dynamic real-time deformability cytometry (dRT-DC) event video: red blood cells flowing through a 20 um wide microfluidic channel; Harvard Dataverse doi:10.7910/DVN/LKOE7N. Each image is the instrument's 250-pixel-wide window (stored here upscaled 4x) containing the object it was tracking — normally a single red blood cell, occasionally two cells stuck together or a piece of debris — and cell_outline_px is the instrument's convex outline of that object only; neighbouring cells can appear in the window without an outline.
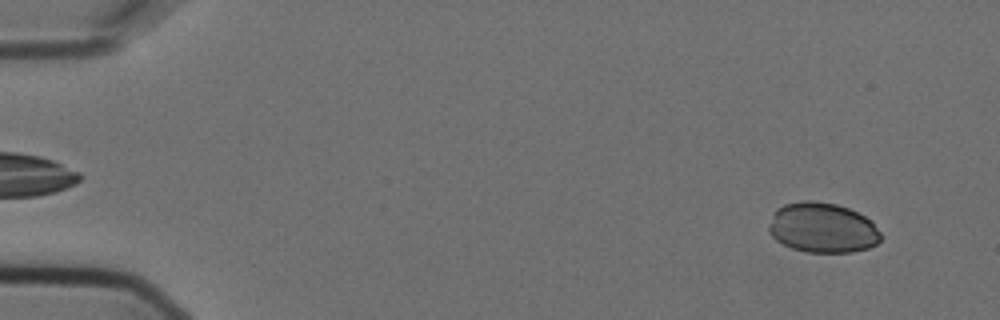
{"species": "Egyptian fruit bat (a non-hibernating species)", "species_latin": "Rousettus aegyptiacus", "temperature_condition": "cold", "stored_images_in_passage": 8, "camera_frame_rate_fps": 3000, "um_per_image_px": 0.085, "animal": {"sex": "female"}, "frame": {"image": 1, "passage_image": 1, "time_ms": 0.0, "image_size_px": [1000, 320], "cell_outline_px": [[880, 240], [876, 244], [868, 248], [852, 252], [808, 252], [792, 248], [776, 240], [768, 232], [768, 224], [776, 208], [784, 204], [804, 200], [812, 200], [836, 204], [848, 208], [864, 216], [880, 232]], "centroid_in_image_um": [69.86, 19.35], "position_along_channel_um": 15.1, "area_um2": 32.54}}